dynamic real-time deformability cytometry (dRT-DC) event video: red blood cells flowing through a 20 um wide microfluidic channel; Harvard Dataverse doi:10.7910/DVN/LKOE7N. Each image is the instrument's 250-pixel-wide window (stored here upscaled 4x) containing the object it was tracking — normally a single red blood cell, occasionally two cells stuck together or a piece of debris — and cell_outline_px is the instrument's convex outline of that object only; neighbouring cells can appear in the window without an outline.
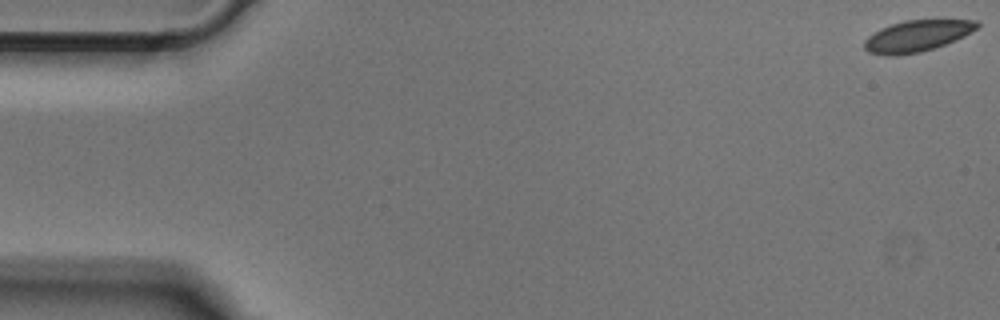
{"species": "Egyptian fruit bat (a non-hibernating species)", "species_latin": "Rousettus aegyptiacus", "temperature_condition": "cold", "stored_images_in_passage": 12, "camera_frame_rate_fps": 3000, "um_per_image_px": 0.085, "animal": {"sex": "male"}, "frame": {"image": 1, "passage_image": 1, "time_ms": 0.0, "image_size_px": [1000, 320], "cell_outline_px": [[980, 24], [976, 28], [964, 36], [956, 40], [920, 52], [896, 56], [884, 56], [868, 52], [864, 48], [864, 40], [868, 36], [880, 28], [904, 20], [976, 20]], "centroid_in_image_um": [77.89, 3.06], "position_along_channel_um": 7.1, "area_um2": 20.52}}